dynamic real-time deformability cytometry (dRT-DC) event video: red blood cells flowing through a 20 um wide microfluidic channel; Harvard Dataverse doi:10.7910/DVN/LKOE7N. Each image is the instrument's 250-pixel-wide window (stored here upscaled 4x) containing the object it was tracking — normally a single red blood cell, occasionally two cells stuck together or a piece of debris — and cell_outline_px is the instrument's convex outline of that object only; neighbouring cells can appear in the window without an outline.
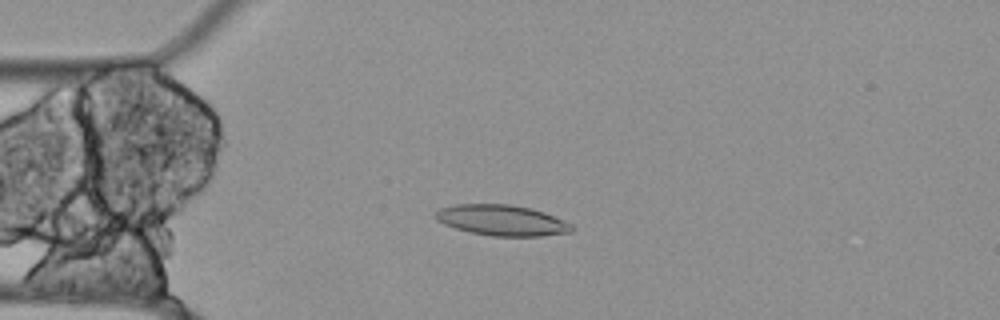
{"species": "Egyptian fruit bat (a non-hibernating species)", "species_latin": "Rousettus aegyptiacus", "temperature_condition": "cold", "stored_images_in_passage": 56, "camera_frame_rate_fps": 3000, "um_per_image_px": 0.085, "animal": {"sex": "female"}, "frame": {"image": 1, "passage_image": 14, "time_ms": 4.333, "image_size_px": [1000, 320], "cell_outline_px": [[572, 232], [540, 236], [492, 236], [472, 232], [456, 228], [444, 224], [436, 220], [436, 212], [440, 208], [456, 204], [512, 204], [532, 208], [544, 212], [572, 224]], "centroid_in_image_um": [42.67, 18.71], "position_along_channel_um": 42.3, "area_um2": 24.28}}
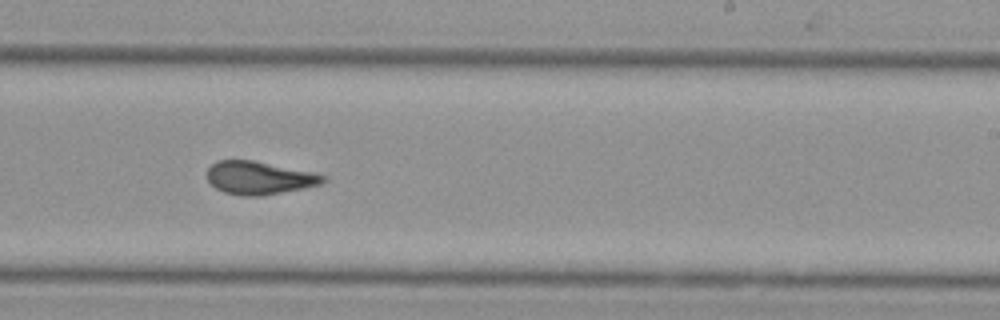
{"frame": {"image": 2, "passage_image": 34, "time_ms": 11.0, "image_size_px": [1000, 320], "cell_outline_px": [[328, 180], [320, 184], [260, 196], [240, 196], [224, 192], [216, 188], [208, 180], [208, 168], [216, 160], [252, 160], [316, 172], [328, 176]], "centroid_in_image_um": [22.05, 15.1], "position_along_channel_um": 266.9, "area_um2": 22.31}}
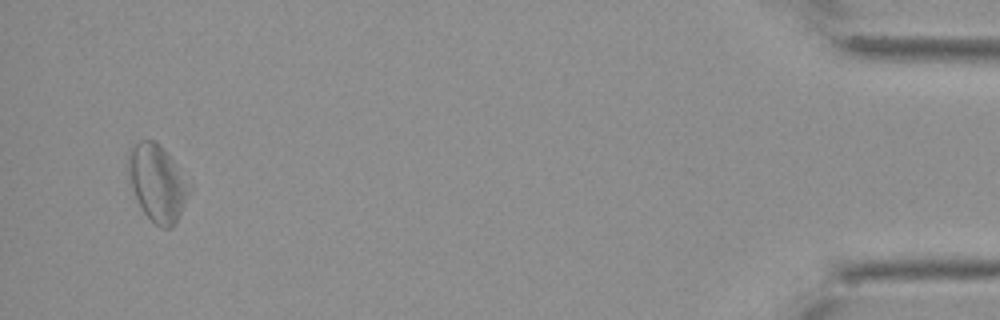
{"frame": {"image": 3, "passage_image": 54, "time_ms": 17.667, "image_size_px": [1000, 320], "cell_outline_px": [[192, 188], [176, 224], [172, 228], [160, 228], [144, 212], [132, 188], [128, 172], [128, 156], [132, 144], [140, 140], [152, 140], [160, 144], [168, 152]], "centroid_in_image_um": [13.39, 15.54], "position_along_channel_um": 421.8, "area_um2": 27.17}, "authors_computed_cell_mechanics": {"area_um2": 23.4668, "velocity_mm_per_s": 3.5093, "shape_relaxation_time_tau1_ms": null, "shape_relaxation_time_tau2_ms": 8.5604, "deformation_change_tau1": null, "deformation_change_tau2": 0.1539}}